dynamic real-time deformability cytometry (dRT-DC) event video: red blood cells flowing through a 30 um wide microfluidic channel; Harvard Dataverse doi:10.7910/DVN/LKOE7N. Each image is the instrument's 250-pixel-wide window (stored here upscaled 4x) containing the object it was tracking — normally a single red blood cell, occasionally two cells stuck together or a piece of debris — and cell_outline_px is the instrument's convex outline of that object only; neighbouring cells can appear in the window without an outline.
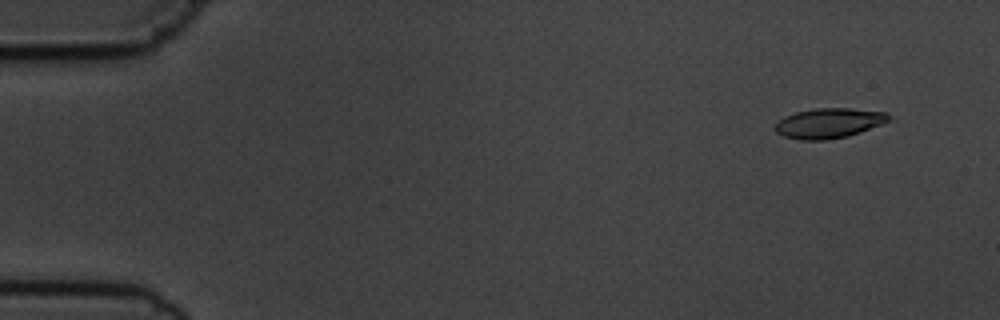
{"species": "common noctule bat (a hibernating species)", "species_latin": "Nyctalus noctula", "temperature_condition": "cold", "stored_images_in_passage": 5, "camera_frame_rate_fps": 3000, "um_per_image_px": 0.085, "animal": {"sex": "male", "body_mass_g": 19.5, "forearm_length_mm": 54.6}, "frame": {"image": 1, "passage_image": 1, "time_ms": 0.0, "image_size_px": [1000, 320], "cell_outline_px": [[888, 120], [880, 124], [860, 132], [848, 136], [824, 140], [800, 140], [784, 136], [776, 132], [776, 124], [784, 116], [796, 112], [816, 108], [848, 108], [884, 112], [888, 116]], "centroid_in_image_um": [70.41, 10.47], "position_along_channel_um": 14.6, "area_um2": 19.48}}
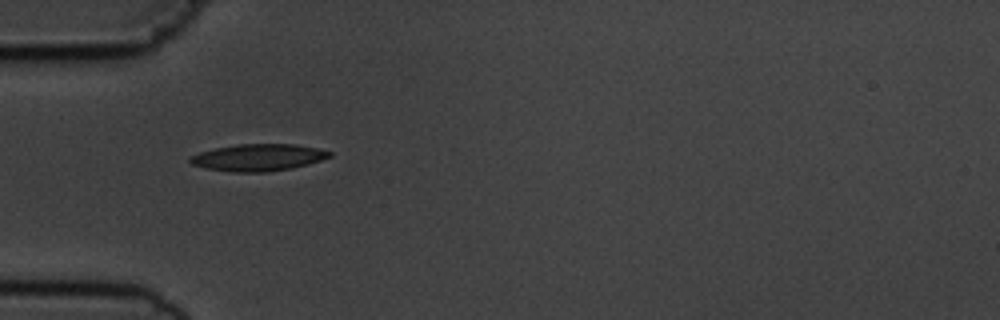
{"frame": {"image": 2, "passage_image": 4, "time_ms": 4.333, "image_size_px": [1000, 320], "cell_outline_px": [[332, 156], [308, 164], [292, 168], [268, 172], [232, 172], [204, 168], [192, 164], [188, 160], [192, 156], [200, 152], [216, 148], [240, 144], [296, 144], [320, 148], [332, 152]], "centroid_in_image_um": [21.98, 13.39], "position_along_channel_um": 63.0, "area_um2": 21.91}}
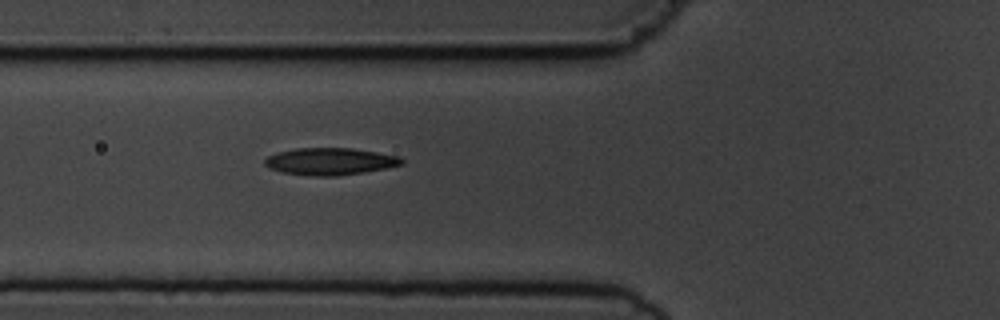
{"frame": {"image": 3, "passage_image": 5, "time_ms": 5.333, "image_size_px": [1000, 320], "cell_outline_px": [[404, 164], [364, 172], [336, 176], [316, 176], [284, 172], [272, 168], [264, 164], [264, 160], [268, 156], [280, 152], [296, 148], [352, 148], [400, 156], [404, 160]], "centroid_in_image_um": [28.1, 13.71], "position_along_channel_um": 97.7, "area_um2": 21.33}}